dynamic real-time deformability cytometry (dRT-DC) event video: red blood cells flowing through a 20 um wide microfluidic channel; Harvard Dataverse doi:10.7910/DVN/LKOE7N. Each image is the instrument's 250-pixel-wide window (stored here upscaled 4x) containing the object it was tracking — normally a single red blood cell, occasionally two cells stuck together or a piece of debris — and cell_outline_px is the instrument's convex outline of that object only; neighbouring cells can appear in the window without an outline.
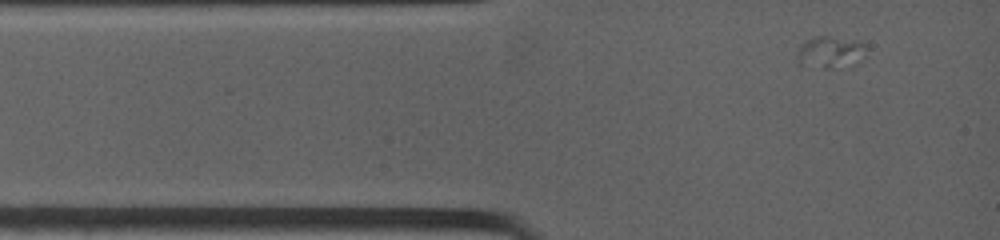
{"species": "common noctule bat (a hibernating species)", "species_latin": "Nyctalus noctula", "temperature_condition": "warm", "stored_images_in_passage": 5, "camera_frame_rate_fps": 4500, "um_per_image_px": 0.085, "animal": {"sex": "female", "body_mass_g": 19.0, "forearm_length_mm": 53.3}, "frame": {"image": 1, "passage_image": 1, "time_ms": 0.0, "image_size_px": [1000, 240], "cell_outline_px": [[864, 60], [852, 64], [832, 68], [824, 68], [800, 64], [796, 56], [800, 44], [816, 36], [828, 36], [856, 40], [864, 44]], "centroid_in_image_um": [70.57, 4.43], "position_along_channel_um": 14.4, "area_um2": 12.72}}